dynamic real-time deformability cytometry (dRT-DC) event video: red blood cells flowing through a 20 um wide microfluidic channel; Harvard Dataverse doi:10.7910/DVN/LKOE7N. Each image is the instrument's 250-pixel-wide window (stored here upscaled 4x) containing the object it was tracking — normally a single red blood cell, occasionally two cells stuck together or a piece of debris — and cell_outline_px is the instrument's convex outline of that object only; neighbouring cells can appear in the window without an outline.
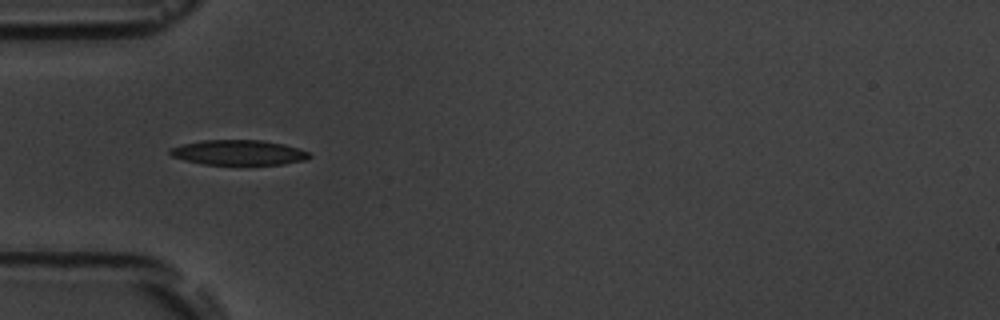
{"species": "common noctule bat (a hibernating species)", "species_latin": "Nyctalus noctula", "temperature_condition": "room temperature", "stored_images_in_passage": 6, "camera_frame_rate_fps": 3000, "um_per_image_px": 0.085, "animal": {"sex": "male", "body_mass_g": 19.5, "forearm_length_mm": 54.6}, "frame": {"image": 1, "passage_image": 5, "time_ms": 5.333, "image_size_px": [1000, 320], "cell_outline_px": [[312, 156], [304, 160], [284, 164], [204, 164], [184, 160], [172, 156], [168, 152], [168, 148], [184, 144], [204, 140], [260, 140], [284, 144], [308, 152]], "centroid_in_image_um": [20.25, 12.96], "position_along_channel_um": 64.7, "area_um2": 20.11}}
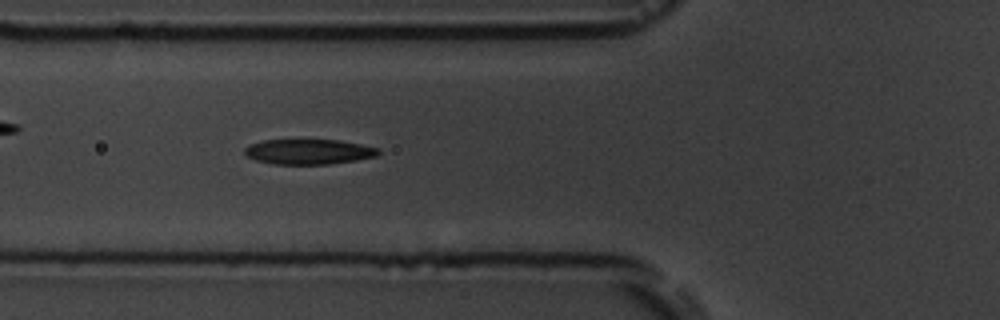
{"frame": {"image": 2, "passage_image": 6, "time_ms": 6.333, "image_size_px": [1000, 320], "cell_outline_px": [[380, 152], [376, 156], [356, 160], [328, 164], [272, 164], [256, 160], [244, 156], [244, 148], [248, 144], [264, 140], [340, 140], [380, 148]], "centroid_in_image_um": [26.2, 12.89], "position_along_channel_um": 99.6, "area_um2": 19.71}}